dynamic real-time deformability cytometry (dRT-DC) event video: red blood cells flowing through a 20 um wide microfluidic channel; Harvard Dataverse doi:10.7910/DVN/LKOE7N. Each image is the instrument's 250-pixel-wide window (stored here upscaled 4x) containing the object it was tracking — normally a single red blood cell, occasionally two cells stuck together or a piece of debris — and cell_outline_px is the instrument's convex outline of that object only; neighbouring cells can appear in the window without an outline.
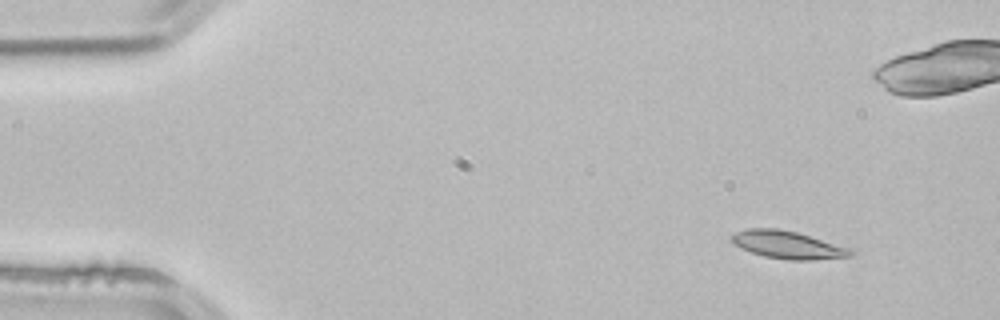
{"species": "common noctule bat (a hibernating species)", "species_latin": "Nyctalus noctula", "temperature_condition": "room temperature", "stored_images_in_passage": 4, "camera_frame_rate_fps": 3000, "um_per_image_px": 0.085, "animal": {"sex": "male", "body_mass_g": 21.5, "forearm_length_mm": 52.0}, "frame": {"image": 1, "passage_image": 1, "time_ms": 0.0, "image_size_px": [1000, 320], "cell_outline_px": [[856, 252], [852, 256], [812, 260], [788, 260], [764, 256], [740, 248], [728, 240], [736, 232], [748, 228], [776, 228], [796, 232], [852, 248]], "centroid_in_image_um": [66.97, 20.81], "position_along_channel_um": 18.0, "area_um2": 19.31}}